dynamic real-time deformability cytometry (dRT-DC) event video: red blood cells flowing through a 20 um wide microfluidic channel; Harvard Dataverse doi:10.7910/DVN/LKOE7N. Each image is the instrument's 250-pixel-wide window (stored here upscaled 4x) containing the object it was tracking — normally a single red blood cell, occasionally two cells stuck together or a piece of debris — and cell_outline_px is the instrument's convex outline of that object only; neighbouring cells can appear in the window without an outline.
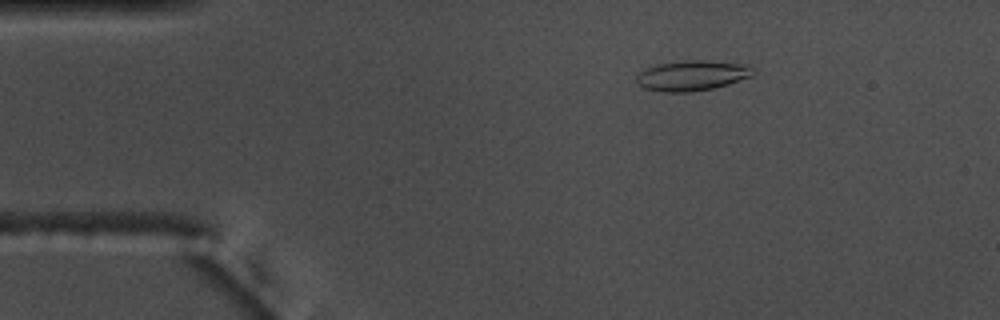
{"species": "common noctule bat (a hibernating species)", "species_latin": "Nyctalus noctula", "temperature_condition": "warm", "stored_images_in_passage": 49, "camera_frame_rate_fps": 3000, "um_per_image_px": 0.085, "animal": {"sex": "male", "body_mass_g": 17.5, "forearm_length_mm": 52.3}, "frame": {"image": 1, "passage_image": 3, "time_ms": 0.667, "image_size_px": [1000, 320], "cell_outline_px": [[756, 72], [752, 76], [728, 84], [712, 88], [692, 92], [664, 92], [644, 88], [636, 84], [636, 76], [644, 68], [656, 64], [684, 60], [704, 60], [752, 64], [756, 68]], "centroid_in_image_um": [58.86, 6.4], "position_along_channel_um": 26.1, "area_um2": 21.04}}
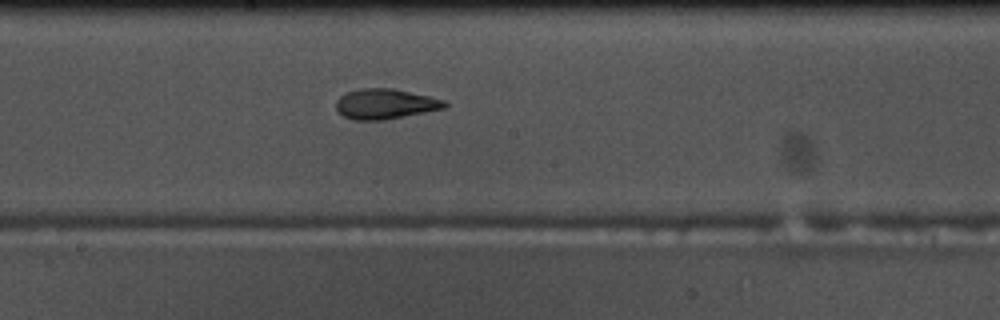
{"frame": {"image": 2, "passage_image": 23, "time_ms": 7.333, "image_size_px": [1000, 320], "cell_outline_px": [[448, 104], [444, 108], [384, 120], [352, 120], [344, 116], [336, 108], [336, 100], [344, 92], [360, 88], [392, 88], [448, 100]], "centroid_in_image_um": [32.74, 8.82], "position_along_channel_um": 215.5, "area_um2": 19.19}}
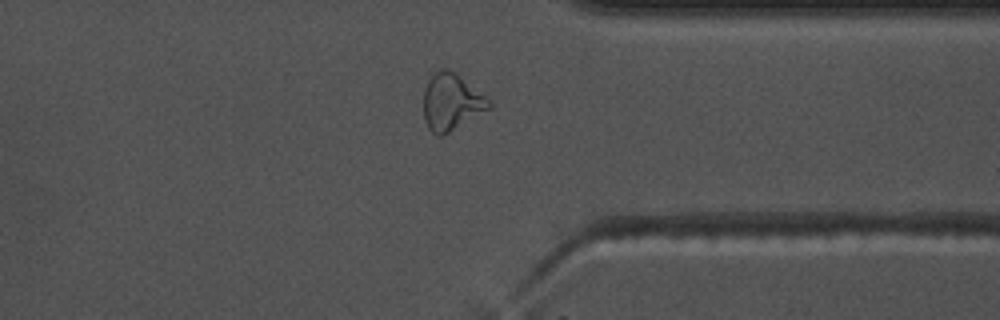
{"frame": {"image": 3, "passage_image": 36, "time_ms": 11.667, "image_size_px": [1000, 320], "cell_outline_px": [[492, 108], [448, 132], [440, 136], [436, 136], [428, 128], [424, 120], [424, 88], [428, 80], [440, 68], [448, 68], [456, 72], [484, 96], [492, 104]], "centroid_in_image_um": [38.35, 8.66], "position_along_channel_um": 373.1, "area_um2": 21.44}, "authors_computed_cell_mechanics": {"area_um2": 19.4208, "velocity_mm_per_s": 3.7296, "shape_relaxation_time_tau1_ms": 5.4383, "shape_relaxation_time_tau2_ms": 2.2258, "deformation_change_tau1": 0.1759, "deformation_change_tau2": 0.1071}}